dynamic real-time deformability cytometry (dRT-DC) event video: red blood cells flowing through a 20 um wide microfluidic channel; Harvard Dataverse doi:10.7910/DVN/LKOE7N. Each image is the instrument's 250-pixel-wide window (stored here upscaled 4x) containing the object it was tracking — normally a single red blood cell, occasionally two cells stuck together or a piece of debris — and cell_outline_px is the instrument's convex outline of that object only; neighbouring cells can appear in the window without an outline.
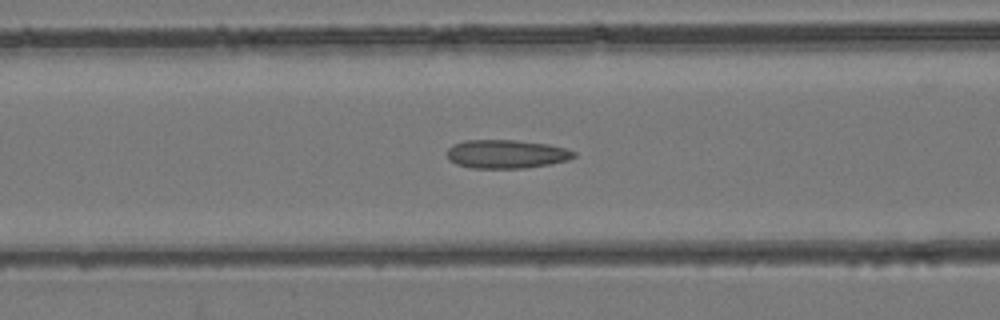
{"species": "common noctule bat (a hibernating species)", "species_latin": "Nyctalus noctula", "temperature_condition": "room temperature", "stored_images_in_passage": 43, "camera_frame_rate_fps": 3000, "um_per_image_px": 0.085, "animal": {"sex": "female", "body_mass_g": 24.6, "forearm_length_mm": 56.2}, "frame": {"image": 1, "passage_image": 17, "time_ms": 5.333, "image_size_px": [1000, 320], "cell_outline_px": [[576, 156], [568, 160], [548, 164], [524, 168], [472, 168], [456, 164], [448, 160], [448, 148], [452, 144], [464, 140], [516, 140], [548, 144], [568, 148], [576, 152]], "centroid_in_image_um": [43.04, 13.09], "position_along_channel_um": 123.6, "area_um2": 21.27}}
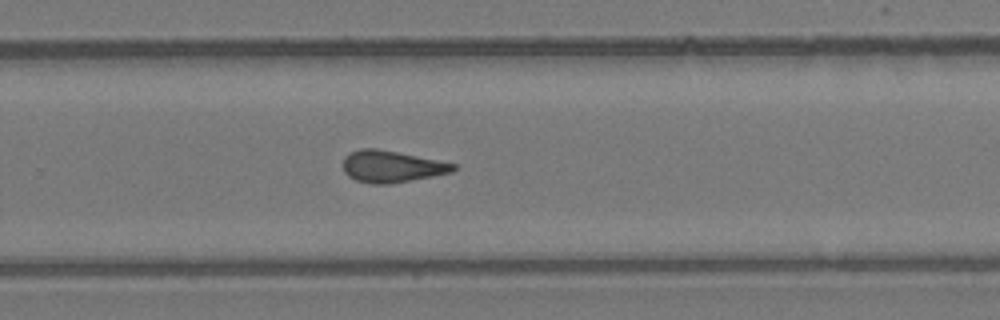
{"frame": {"image": 2, "passage_image": 28, "time_ms": 9.0, "image_size_px": [1000, 320], "cell_outline_px": [[456, 168], [452, 172], [432, 176], [388, 184], [372, 184], [356, 180], [348, 176], [344, 172], [344, 156], [348, 152], [360, 148], [376, 148], [456, 164]], "centroid_in_image_um": [33.23, 14.15], "position_along_channel_um": 296.6, "area_um2": 20.17}}
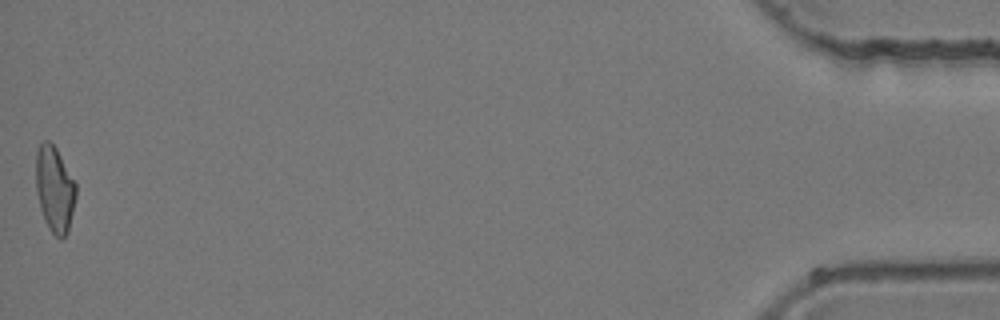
{"frame": {"image": 3, "passage_image": 43, "time_ms": 14.0, "image_size_px": [1000, 320], "cell_outline_px": [[76, 196], [68, 232], [60, 240], [48, 228], [44, 220], [40, 208], [36, 192], [36, 152], [40, 144], [44, 140], [48, 140], [56, 148], [76, 184]], "centroid_in_image_um": [4.63, 16.09], "position_along_channel_um": 430.6, "area_um2": 20.0}}